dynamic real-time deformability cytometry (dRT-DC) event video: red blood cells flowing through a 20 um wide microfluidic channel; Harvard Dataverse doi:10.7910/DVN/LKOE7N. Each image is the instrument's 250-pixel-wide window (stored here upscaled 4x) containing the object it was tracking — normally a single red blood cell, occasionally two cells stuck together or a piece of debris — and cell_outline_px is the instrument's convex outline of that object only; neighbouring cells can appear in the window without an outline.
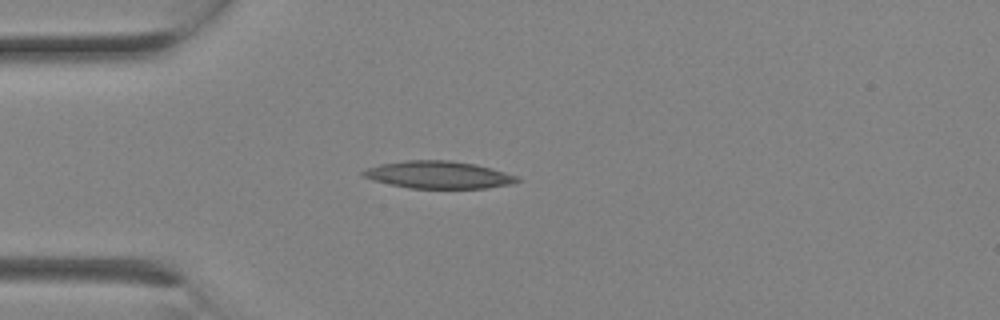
{"species": "Egyptian fruit bat (a non-hibernating species)", "species_latin": "Rousettus aegyptiacus", "temperature_condition": "room temperature", "stored_images_in_passage": 1, "camera_frame_rate_fps": 3000, "um_per_image_px": 0.085, "animal": {"sex": "female"}, "frame": {"image": 1, "passage_image": 1, "time_ms": 0.0, "image_size_px": [1000, 320], "cell_outline_px": [[520, 180], [508, 184], [484, 188], [408, 188], [376, 180], [364, 176], [360, 172], [364, 168], [380, 164], [408, 160], [452, 160], [476, 164], [492, 168], [520, 176]], "centroid_in_image_um": [37.29, 14.84], "position_along_channel_um": 47.7, "area_um2": 24.45}}